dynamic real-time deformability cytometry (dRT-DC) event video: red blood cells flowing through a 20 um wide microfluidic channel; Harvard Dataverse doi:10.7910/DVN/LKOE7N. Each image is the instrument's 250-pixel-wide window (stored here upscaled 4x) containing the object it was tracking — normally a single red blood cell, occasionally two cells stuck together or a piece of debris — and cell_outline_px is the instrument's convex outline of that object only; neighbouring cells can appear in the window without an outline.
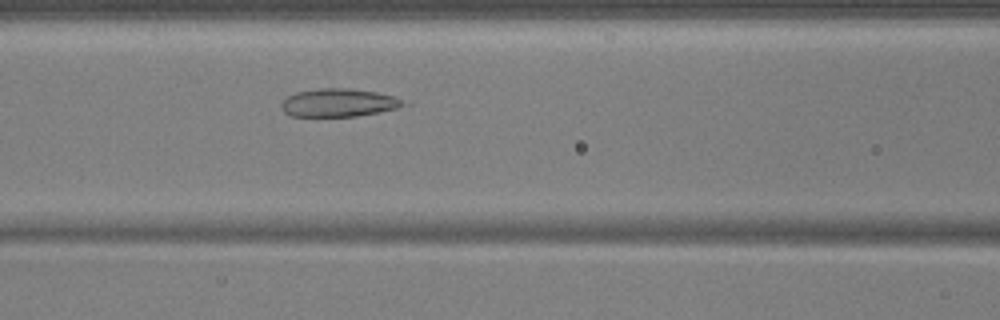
{"species": "common noctule bat (a hibernating species)", "species_latin": "Nyctalus noctula", "temperature_condition": "warm", "stored_images_in_passage": 49, "camera_frame_rate_fps": 3000, "um_per_image_px": 0.085, "animal": {"sex": "male", "body_mass_g": 17.9, "forearm_length_mm": 54.2}, "frame": {"image": 1, "passage_image": 18, "time_ms": 5.667, "image_size_px": [1000, 320], "cell_outline_px": [[412, 104], [396, 108], [356, 116], [292, 116], [284, 112], [280, 108], [280, 104], [288, 96], [296, 92], [320, 88], [348, 88], [376, 92], [412, 100]], "centroid_in_image_um": [28.86, 8.72], "position_along_channel_um": 137.7, "area_um2": 20.23}}
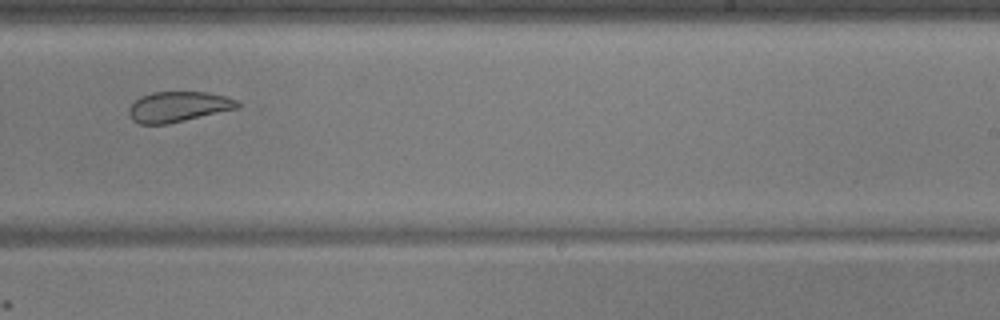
{"frame": {"image": 2, "passage_image": 29, "time_ms": 9.333, "image_size_px": [1000, 320], "cell_outline_px": [[240, 108], [168, 124], [140, 124], [132, 120], [128, 112], [128, 108], [140, 96], [152, 92], [208, 92], [224, 96], [236, 100], [240, 104]], "centroid_in_image_um": [15.15, 9.07], "position_along_channel_um": 273.9, "area_um2": 19.31}}
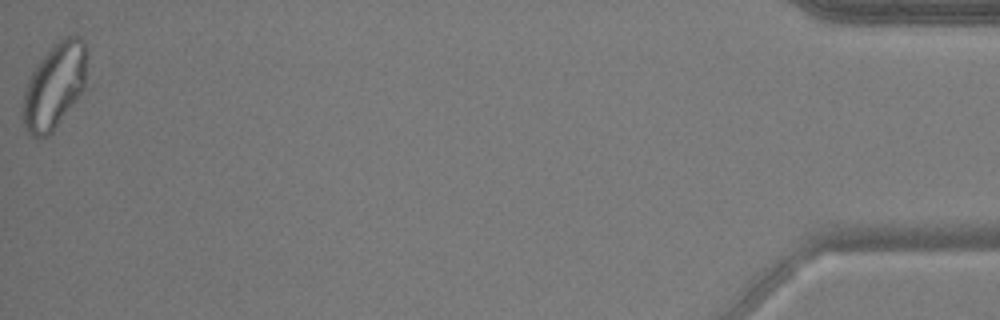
{"frame": {"image": 3, "passage_image": 49, "time_ms": 16.0, "image_size_px": [1000, 320], "cell_outline_px": [[88, 52], [84, 88], [52, 132], [48, 136], [40, 140], [32, 136], [24, 128], [20, 116], [20, 112], [24, 92], [28, 80], [32, 72], [40, 60], [52, 44], [64, 36], [80, 36], [84, 40], [88, 48]], "centroid_in_image_um": [4.61, 7.3], "position_along_channel_um": 430.6, "area_um2": 32.48}, "authors_computed_cell_mechanics": {"area_um2": 22.8888, "velocity_mm_per_s": 3.7251, "shape_relaxation_time_tau1_ms": null, "shape_relaxation_time_tau2_ms": 1.6939, "deformation_change_tau1": null, "deformation_change_tau2": 0.0665}}